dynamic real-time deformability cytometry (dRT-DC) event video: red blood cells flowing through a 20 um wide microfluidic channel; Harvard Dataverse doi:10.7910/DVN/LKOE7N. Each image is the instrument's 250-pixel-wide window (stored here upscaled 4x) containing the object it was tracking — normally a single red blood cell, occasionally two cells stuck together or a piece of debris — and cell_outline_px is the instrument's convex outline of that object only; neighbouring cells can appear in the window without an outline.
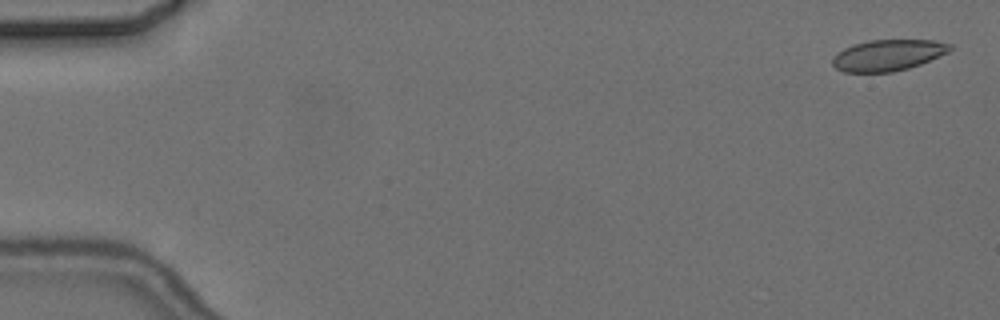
{"species": "common noctule bat (a hibernating species)", "species_latin": "Nyctalus noctula", "temperature_condition": "cold", "stored_images_in_passage": 4, "camera_frame_rate_fps": 3000, "um_per_image_px": 0.085, "animal": {"sex": "female", "body_mass_g": 24.6, "forearm_length_mm": 56.2}, "frame": {"image": 1, "passage_image": 1, "time_ms": 0.0, "image_size_px": [1000, 320], "cell_outline_px": [[952, 48], [948, 52], [920, 64], [908, 68], [892, 72], [844, 72], [836, 68], [832, 64], [832, 60], [844, 48], [868, 40], [936, 40], [952, 44]], "centroid_in_image_um": [75.51, 4.69], "position_along_channel_um": 9.5, "area_um2": 21.1}}